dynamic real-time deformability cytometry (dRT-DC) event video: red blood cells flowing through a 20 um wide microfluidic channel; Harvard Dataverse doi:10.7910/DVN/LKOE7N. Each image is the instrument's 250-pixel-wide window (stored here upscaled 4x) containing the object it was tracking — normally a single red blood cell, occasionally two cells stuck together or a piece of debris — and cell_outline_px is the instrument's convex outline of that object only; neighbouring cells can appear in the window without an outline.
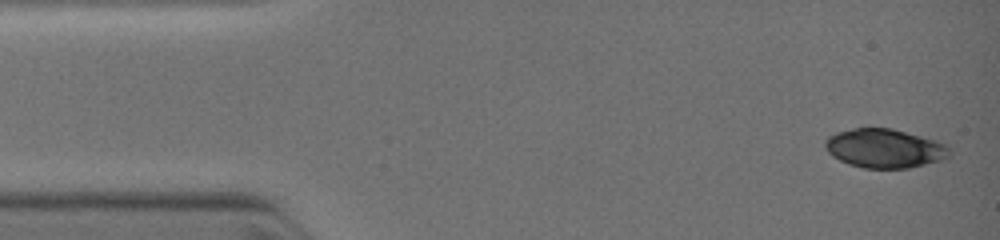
{"species": "common noctule bat (a hibernating species)", "species_latin": "Nyctalus noctula", "temperature_condition": "warm", "stored_images_in_passage": 7, "camera_frame_rate_fps": 3000, "um_per_image_px": 0.085, "animal": {"sex": "female", "body_mass_g": 19.0, "forearm_length_mm": 51.5}, "frame": {"image": 1, "passage_image": 1, "time_ms": 0.0, "image_size_px": [1000, 240], "cell_outline_px": [[952, 152], [948, 156], [940, 160], [908, 168], [864, 168], [840, 160], [832, 156], [828, 152], [824, 144], [824, 140], [828, 136], [836, 132], [852, 128], [892, 128], [936, 140], [944, 144]], "centroid_in_image_um": [75.16, 12.6], "position_along_channel_um": 9.8, "area_um2": 28.09}}
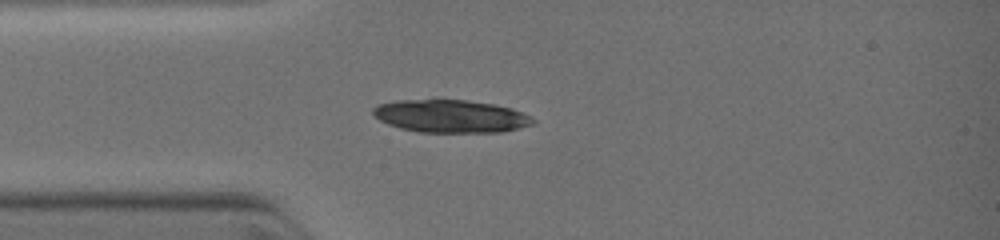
{"frame": {"image": 2, "passage_image": 7, "time_ms": 2.667, "image_size_px": [1000, 240], "cell_outline_px": [[536, 120], [532, 124], [500, 132], [420, 132], [400, 128], [388, 124], [380, 120], [372, 112], [372, 108], [376, 104], [396, 100], [468, 100], [496, 104], [512, 108], [532, 116]], "centroid_in_image_um": [38.3, 9.87], "position_along_channel_um": 46.7, "area_um2": 30.58}}